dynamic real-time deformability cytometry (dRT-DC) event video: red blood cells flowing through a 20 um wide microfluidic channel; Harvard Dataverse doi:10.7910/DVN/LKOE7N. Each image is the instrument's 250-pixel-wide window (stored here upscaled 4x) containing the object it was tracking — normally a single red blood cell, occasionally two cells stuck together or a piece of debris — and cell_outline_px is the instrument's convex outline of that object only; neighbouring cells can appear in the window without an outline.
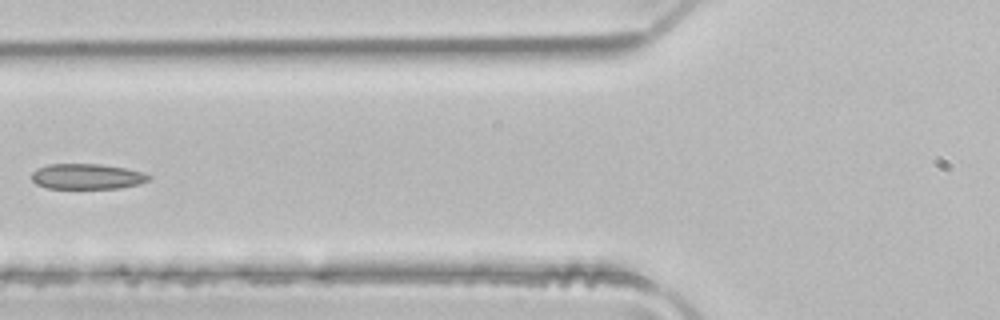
{"species": "common noctule bat (a hibernating species)", "species_latin": "Nyctalus noctula", "temperature_condition": "room temperature", "stored_images_in_passage": 4, "camera_frame_rate_fps": 3000, "um_per_image_px": 0.085, "animal": {"sex": "male", "body_mass_g": 21.5, "forearm_length_mm": 52.0}, "frame": {"image": 1, "passage_image": 4, "time_ms": 1.0, "image_size_px": [1000, 320], "cell_outline_px": [[152, 176], [148, 180], [140, 184], [120, 188], [44, 188], [36, 184], [32, 180], [32, 172], [36, 168], [48, 164], [100, 164], [124, 168], [144, 172]], "centroid_in_image_um": [7.38, 15.0], "position_along_channel_um": 118.4, "area_um2": 17.46}}